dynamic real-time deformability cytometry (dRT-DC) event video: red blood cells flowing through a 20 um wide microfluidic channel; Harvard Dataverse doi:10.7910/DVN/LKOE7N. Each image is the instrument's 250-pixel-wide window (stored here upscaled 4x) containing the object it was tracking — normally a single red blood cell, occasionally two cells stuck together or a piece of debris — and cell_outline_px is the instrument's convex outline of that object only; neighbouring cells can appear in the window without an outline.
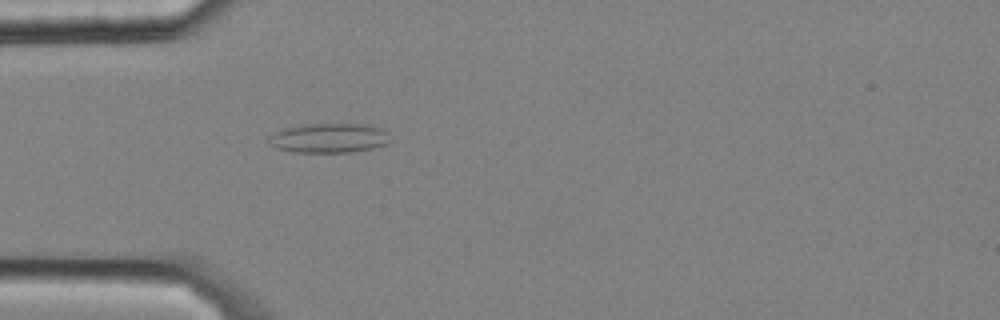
{"species": "common noctule bat (a hibernating species)", "species_latin": "Nyctalus noctula", "temperature_condition": "cold", "stored_images_in_passage": 4, "camera_frame_rate_fps": 3000, "um_per_image_px": 0.085, "animal": {"sex": "male", "body_mass_g": 20.4}, "frame": {"image": 1, "passage_image": 4, "time_ms": 1.0, "image_size_px": [1000, 320], "cell_outline_px": [[392, 140], [388, 144], [372, 148], [352, 152], [292, 152], [276, 148], [268, 144], [268, 136], [284, 128], [300, 124], [368, 124], [380, 128], [388, 132]], "centroid_in_image_um": [27.98, 11.73], "position_along_channel_um": 57.0, "area_um2": 21.21}}